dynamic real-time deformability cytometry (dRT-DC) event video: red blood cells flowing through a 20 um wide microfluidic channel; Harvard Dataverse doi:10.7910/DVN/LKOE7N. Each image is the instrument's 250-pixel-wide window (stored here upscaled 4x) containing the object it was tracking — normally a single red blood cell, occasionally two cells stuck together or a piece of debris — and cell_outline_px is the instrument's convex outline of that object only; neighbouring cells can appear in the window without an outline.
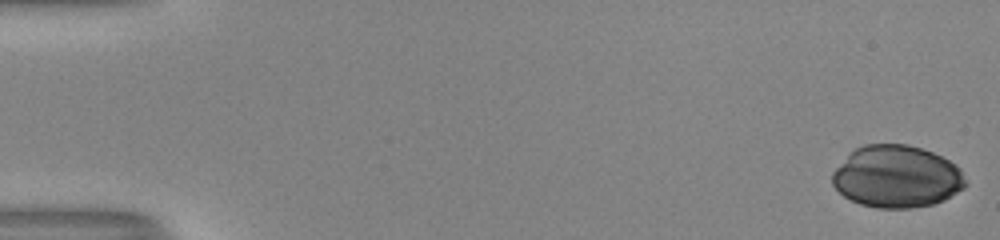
{"species": "human", "species_latin": "Homo sapiens", "temperature_condition": "room temperature", "stored_images_in_passage": 53, "camera_frame_rate_fps": 3000, "um_per_image_px": 0.085, "donor": {"sex": "male"}, "frame": {"image": 1, "passage_image": 1, "time_ms": 0.0, "image_size_px": [1000, 240], "cell_outline_px": [[968, 184], [964, 188], [944, 200], [932, 204], [912, 208], [876, 208], [860, 204], [844, 196], [832, 184], [832, 172], [856, 148], [864, 144], [908, 144], [932, 152], [956, 164], [960, 168]], "centroid_in_image_um": [76.24, 15.02], "position_along_channel_um": 8.8, "area_um2": 48.21}}
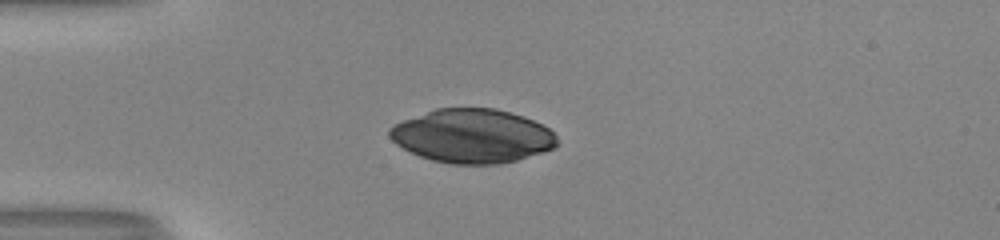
{"frame": {"image": 2, "passage_image": 15, "time_ms": 4.667, "image_size_px": [1000, 240], "cell_outline_px": [[560, 144], [556, 148], [544, 152], [516, 160], [500, 164], [452, 164], [432, 160], [420, 156], [396, 144], [388, 136], [388, 128], [392, 124], [436, 108], [496, 108], [524, 116], [548, 128], [556, 136]], "centroid_in_image_um": [40.15, 11.56], "position_along_channel_um": 44.8, "area_um2": 52.77}}